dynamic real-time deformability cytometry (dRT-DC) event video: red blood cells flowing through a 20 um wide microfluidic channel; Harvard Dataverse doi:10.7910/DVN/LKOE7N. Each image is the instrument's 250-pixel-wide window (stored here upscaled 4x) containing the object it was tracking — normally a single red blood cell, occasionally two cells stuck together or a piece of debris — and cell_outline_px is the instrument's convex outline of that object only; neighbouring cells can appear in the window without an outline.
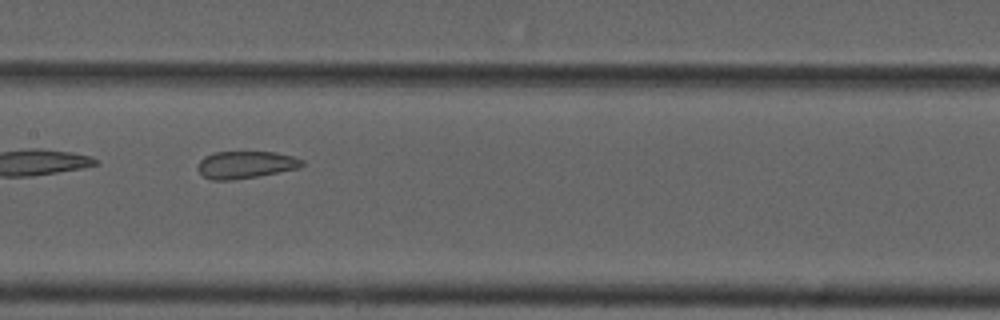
{"species": "common noctule bat (a hibernating species)", "species_latin": "Nyctalus noctula", "temperature_condition": "cold", "stored_images_in_passage": 7, "camera_frame_rate_fps": 3000, "um_per_image_px": 0.085, "animal": {"sex": "male", "forearm_length_mm": 52.5}, "frame": {"image": 1, "passage_image": 7, "time_ms": 7.0, "image_size_px": [1000, 320], "cell_outline_px": [[304, 164], [300, 168], [256, 176], [232, 180], [212, 180], [204, 176], [200, 172], [200, 160], [204, 156], [212, 152], [276, 152], [292, 156], [304, 160]], "centroid_in_image_um": [20.91, 13.99], "position_along_channel_um": 186.5, "area_um2": 16.42}}